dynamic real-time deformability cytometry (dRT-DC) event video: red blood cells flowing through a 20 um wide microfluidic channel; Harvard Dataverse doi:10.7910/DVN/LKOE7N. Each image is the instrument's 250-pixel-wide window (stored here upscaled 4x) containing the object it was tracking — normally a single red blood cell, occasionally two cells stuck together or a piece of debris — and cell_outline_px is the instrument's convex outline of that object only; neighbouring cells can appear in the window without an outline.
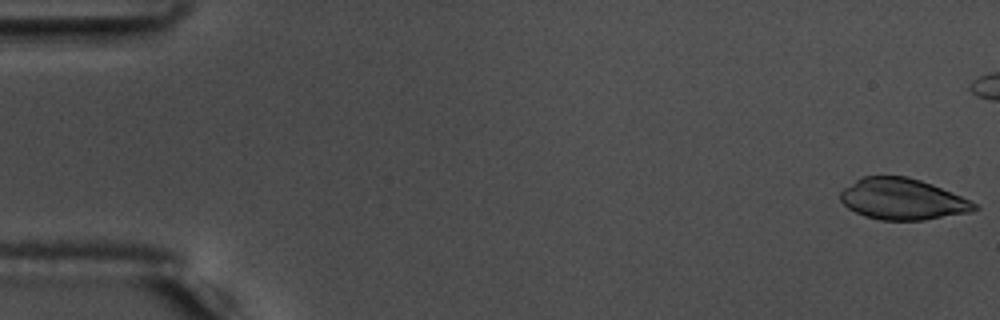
{"species": "common noctule bat (a hibernating species)", "species_latin": "Nyctalus noctula", "temperature_condition": "warm", "stored_images_in_passage": 46, "camera_frame_rate_fps": 3000, "um_per_image_px": 0.085, "animal": {"sex": "male", "body_mass_g": 17.5, "forearm_length_mm": 52.3}, "frame": {"image": 1, "passage_image": 1, "time_ms": 0.0, "image_size_px": [1000, 320], "cell_outline_px": [[980, 208], [972, 212], [924, 220], [880, 220], [864, 216], [848, 208], [840, 200], [840, 192], [844, 188], [856, 180], [864, 176], [908, 176], [932, 184], [960, 196], [976, 204]], "centroid_in_image_um": [76.71, 16.93], "position_along_channel_um": 8.3, "area_um2": 32.08}}